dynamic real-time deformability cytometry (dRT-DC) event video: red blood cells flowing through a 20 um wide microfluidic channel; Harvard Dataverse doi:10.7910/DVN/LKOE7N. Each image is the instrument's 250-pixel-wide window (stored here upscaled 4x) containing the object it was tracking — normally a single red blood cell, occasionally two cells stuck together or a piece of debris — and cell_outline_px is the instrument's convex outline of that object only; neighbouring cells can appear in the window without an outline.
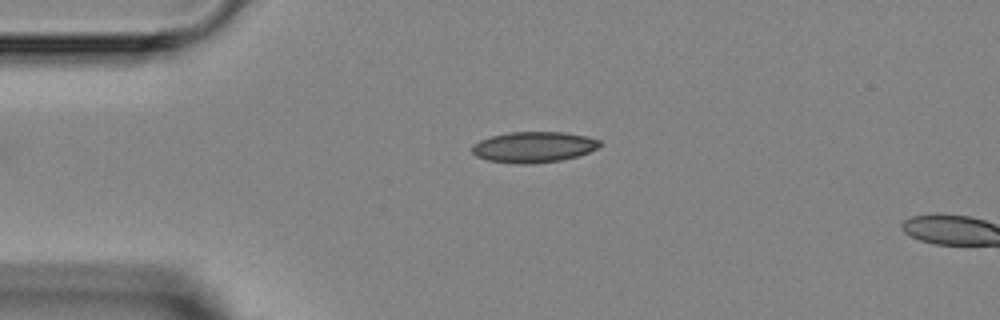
{"species": "Egyptian fruit bat (a non-hibernating species)", "species_latin": "Rousettus aegyptiacus", "temperature_condition": "room temperature", "stored_images_in_passage": 2, "camera_frame_rate_fps": 3000, "um_per_image_px": 0.085, "animal": {"sex": "female"}, "frame": {"image": 1, "passage_image": 1, "time_ms": 0.0, "image_size_px": [1000, 320], "cell_outline_px": [[600, 144], [596, 148], [588, 152], [576, 156], [560, 160], [532, 164], [520, 164], [488, 160], [476, 156], [472, 152], [472, 144], [480, 140], [492, 136], [508, 132], [564, 132], [588, 136], [600, 140]], "centroid_in_image_um": [45.34, 12.49], "position_along_channel_um": 39.7, "area_um2": 22.83}}